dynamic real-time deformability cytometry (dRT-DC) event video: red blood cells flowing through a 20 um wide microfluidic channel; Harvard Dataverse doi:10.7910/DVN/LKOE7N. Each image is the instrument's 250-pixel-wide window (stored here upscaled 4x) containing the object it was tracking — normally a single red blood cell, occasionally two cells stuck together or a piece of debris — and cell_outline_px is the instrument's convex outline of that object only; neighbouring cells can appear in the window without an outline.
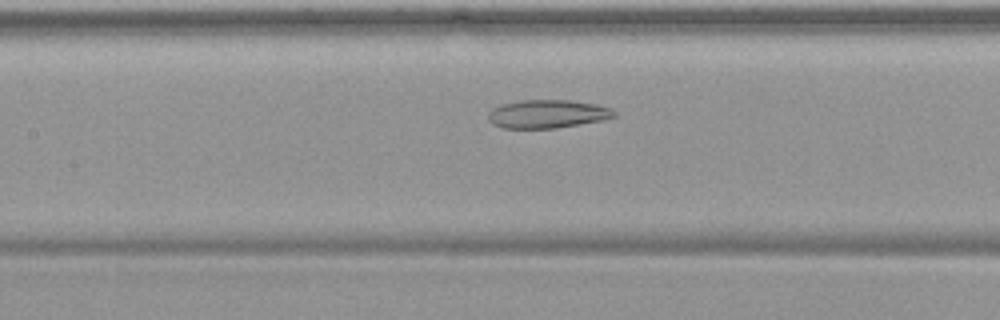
{"species": "common noctule bat (a hibernating species)", "species_latin": "Nyctalus noctula", "temperature_condition": "warm", "stored_images_in_passage": 49, "camera_frame_rate_fps": 3000, "um_per_image_px": 0.085, "animal": {"sex": "female", "body_mass_g": 19.9}, "frame": {"image": 1, "passage_image": 20, "time_ms": 6.333, "image_size_px": [1000, 320], "cell_outline_px": [[616, 116], [604, 120], [556, 128], [504, 128], [492, 124], [488, 120], [488, 112], [492, 108], [500, 104], [524, 100], [568, 100], [596, 104], [608, 108], [616, 112]], "centroid_in_image_um": [46.5, 9.69], "position_along_channel_um": 160.9, "area_um2": 20.81}}
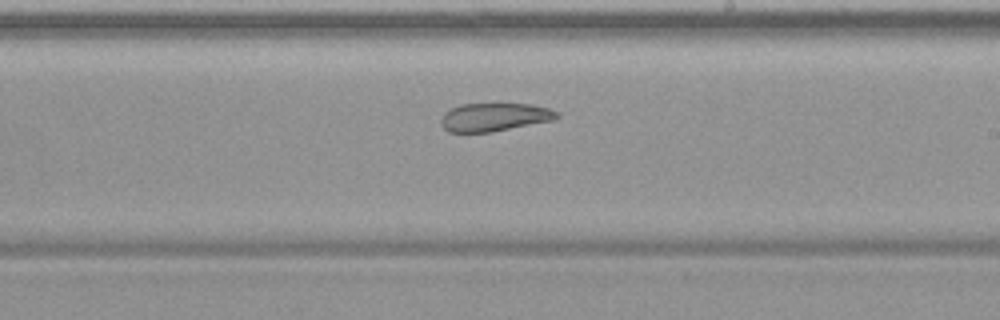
{"frame": {"image": 2, "passage_image": 27, "time_ms": 8.667, "image_size_px": [1000, 320], "cell_outline_px": [[560, 116], [556, 120], [492, 132], [448, 132], [440, 124], [440, 120], [444, 112], [460, 104], [532, 104], [548, 108], [556, 112]], "centroid_in_image_um": [42.02, 9.96], "position_along_channel_um": 247.0, "area_um2": 19.19}}
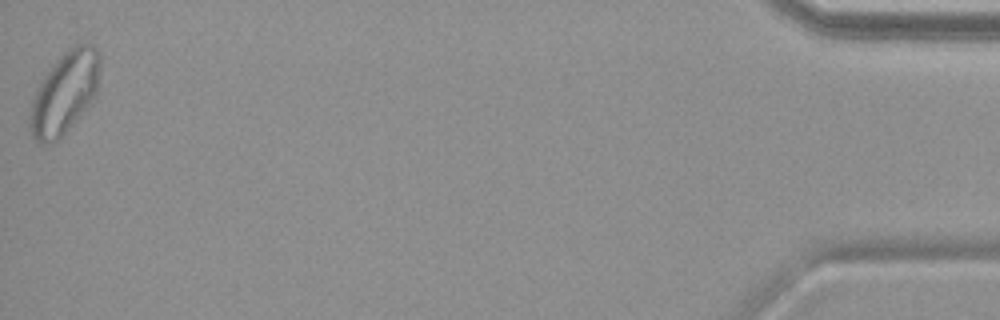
{"frame": {"image": 3, "passage_image": 49, "time_ms": 16.0, "image_size_px": [1000, 320], "cell_outline_px": [[100, 68], [96, 92], [80, 116], [52, 144], [40, 144], [32, 136], [28, 124], [28, 116], [32, 100], [44, 76], [56, 60], [68, 48], [76, 44], [92, 44], [100, 52]], "centroid_in_image_um": [5.47, 7.88], "position_along_channel_um": 429.7, "area_um2": 33.12}, "authors_computed_cell_mechanics": {"area_um2": 27.166, "velocity_mm_per_s": 3.7172, "shape_relaxation_time_tau1_ms": null, "shape_relaxation_time_tau2_ms": 7.1495, "deformation_change_tau1": null, "deformation_change_tau2": 0.1615}}